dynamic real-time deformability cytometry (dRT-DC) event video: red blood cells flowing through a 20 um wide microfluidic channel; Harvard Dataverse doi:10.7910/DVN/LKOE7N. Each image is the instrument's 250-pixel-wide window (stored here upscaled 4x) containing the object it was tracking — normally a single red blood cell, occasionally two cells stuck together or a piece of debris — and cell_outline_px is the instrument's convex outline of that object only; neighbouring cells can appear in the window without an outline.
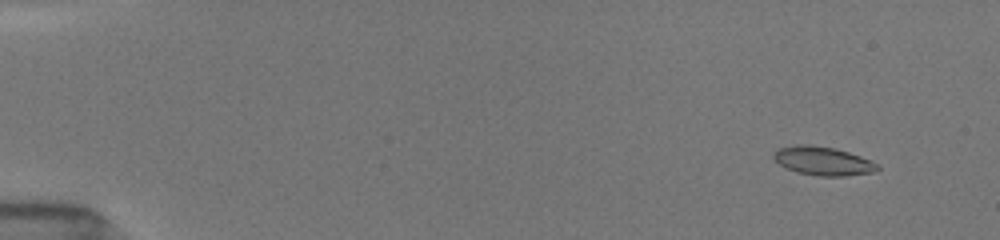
{"species": "common noctule bat (a hibernating species)", "species_latin": "Nyctalus noctula", "temperature_condition": "room temperature", "stored_images_in_passage": 9, "camera_frame_rate_fps": 3000, "um_per_image_px": 0.085, "animal": {"sex": "female", "body_mass_g": 19.5, "forearm_length_mm": 54.1}, "frame": {"image": 1, "passage_image": 3, "time_ms": 1.0, "image_size_px": [1000, 240], "cell_outline_px": [[880, 168], [872, 172], [844, 176], [816, 176], [796, 172], [784, 168], [772, 156], [776, 148], [796, 144], [808, 144], [832, 148], [848, 152], [872, 160], [880, 164]], "centroid_in_image_um": [69.93, 13.68], "position_along_channel_um": 15.1, "area_um2": 17.51}}
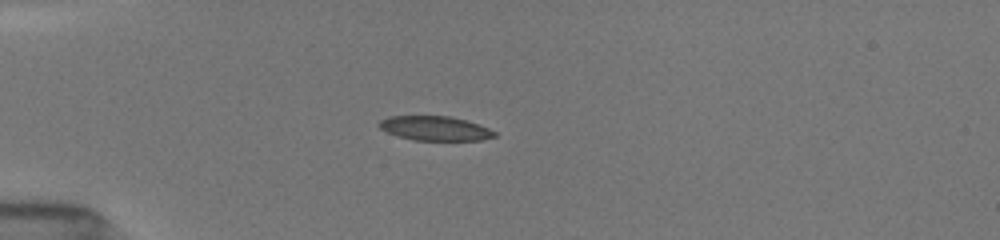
{"frame": {"image": 2, "passage_image": 8, "time_ms": 4.667, "image_size_px": [1000, 240], "cell_outline_px": [[496, 136], [480, 140], [412, 140], [396, 136], [380, 128], [376, 124], [380, 120], [388, 116], [448, 116], [480, 124], [496, 132]], "centroid_in_image_um": [36.94, 10.91], "position_along_channel_um": 48.1, "area_um2": 16.42}}